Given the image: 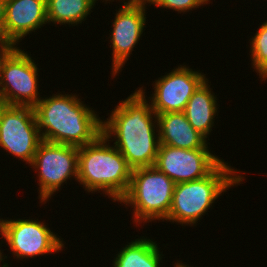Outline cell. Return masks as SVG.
<instances>
[{
  "instance_id": "cell-1",
  "label": "cell",
  "mask_w": 267,
  "mask_h": 267,
  "mask_svg": "<svg viewBox=\"0 0 267 267\" xmlns=\"http://www.w3.org/2000/svg\"><path fill=\"white\" fill-rule=\"evenodd\" d=\"M144 91L141 87L121 100L102 122V133L114 136V146L132 169L154 166L160 145L157 114Z\"/></svg>"
},
{
  "instance_id": "cell-2",
  "label": "cell",
  "mask_w": 267,
  "mask_h": 267,
  "mask_svg": "<svg viewBox=\"0 0 267 267\" xmlns=\"http://www.w3.org/2000/svg\"><path fill=\"white\" fill-rule=\"evenodd\" d=\"M53 95L41 97L33 107L42 140L81 147L102 134L104 119L101 120L77 95Z\"/></svg>"
},
{
  "instance_id": "cell-3",
  "label": "cell",
  "mask_w": 267,
  "mask_h": 267,
  "mask_svg": "<svg viewBox=\"0 0 267 267\" xmlns=\"http://www.w3.org/2000/svg\"><path fill=\"white\" fill-rule=\"evenodd\" d=\"M109 141L102 133L94 142L79 147L77 181L88 193L101 190L119 202L128 191L133 169Z\"/></svg>"
},
{
  "instance_id": "cell-4",
  "label": "cell",
  "mask_w": 267,
  "mask_h": 267,
  "mask_svg": "<svg viewBox=\"0 0 267 267\" xmlns=\"http://www.w3.org/2000/svg\"><path fill=\"white\" fill-rule=\"evenodd\" d=\"M222 161L205 178L175 184L172 204L166 221L196 226L212 204L234 185L241 184L244 176ZM241 175V176H240Z\"/></svg>"
},
{
  "instance_id": "cell-5",
  "label": "cell",
  "mask_w": 267,
  "mask_h": 267,
  "mask_svg": "<svg viewBox=\"0 0 267 267\" xmlns=\"http://www.w3.org/2000/svg\"><path fill=\"white\" fill-rule=\"evenodd\" d=\"M175 183L155 166L132 170L127 193L119 201L133 209V222L165 220L171 208Z\"/></svg>"
},
{
  "instance_id": "cell-6",
  "label": "cell",
  "mask_w": 267,
  "mask_h": 267,
  "mask_svg": "<svg viewBox=\"0 0 267 267\" xmlns=\"http://www.w3.org/2000/svg\"><path fill=\"white\" fill-rule=\"evenodd\" d=\"M38 72L31 56L17 46L0 55V94L6 105L34 107L41 100Z\"/></svg>"
},
{
  "instance_id": "cell-7",
  "label": "cell",
  "mask_w": 267,
  "mask_h": 267,
  "mask_svg": "<svg viewBox=\"0 0 267 267\" xmlns=\"http://www.w3.org/2000/svg\"><path fill=\"white\" fill-rule=\"evenodd\" d=\"M78 151L79 147L72 145L40 142L30 166L38 172L41 203L51 199L66 180L72 177L78 180Z\"/></svg>"
},
{
  "instance_id": "cell-8",
  "label": "cell",
  "mask_w": 267,
  "mask_h": 267,
  "mask_svg": "<svg viewBox=\"0 0 267 267\" xmlns=\"http://www.w3.org/2000/svg\"><path fill=\"white\" fill-rule=\"evenodd\" d=\"M42 141L33 107L6 105L0 113V147L12 156L32 163Z\"/></svg>"
},
{
  "instance_id": "cell-9",
  "label": "cell",
  "mask_w": 267,
  "mask_h": 267,
  "mask_svg": "<svg viewBox=\"0 0 267 267\" xmlns=\"http://www.w3.org/2000/svg\"><path fill=\"white\" fill-rule=\"evenodd\" d=\"M208 148L184 149L160 144L154 166L175 184L208 176L223 160Z\"/></svg>"
},
{
  "instance_id": "cell-10",
  "label": "cell",
  "mask_w": 267,
  "mask_h": 267,
  "mask_svg": "<svg viewBox=\"0 0 267 267\" xmlns=\"http://www.w3.org/2000/svg\"><path fill=\"white\" fill-rule=\"evenodd\" d=\"M2 237L20 260L59 252L65 246L63 240L38 219H5Z\"/></svg>"
},
{
  "instance_id": "cell-11",
  "label": "cell",
  "mask_w": 267,
  "mask_h": 267,
  "mask_svg": "<svg viewBox=\"0 0 267 267\" xmlns=\"http://www.w3.org/2000/svg\"><path fill=\"white\" fill-rule=\"evenodd\" d=\"M205 75L186 65H180L155 80L154 93L149 97L152 110L157 115L183 112L193 93L207 79Z\"/></svg>"
},
{
  "instance_id": "cell-12",
  "label": "cell",
  "mask_w": 267,
  "mask_h": 267,
  "mask_svg": "<svg viewBox=\"0 0 267 267\" xmlns=\"http://www.w3.org/2000/svg\"><path fill=\"white\" fill-rule=\"evenodd\" d=\"M145 3L123 4L116 12L110 35L112 45V76L121 71L140 40L146 22Z\"/></svg>"
},
{
  "instance_id": "cell-13",
  "label": "cell",
  "mask_w": 267,
  "mask_h": 267,
  "mask_svg": "<svg viewBox=\"0 0 267 267\" xmlns=\"http://www.w3.org/2000/svg\"><path fill=\"white\" fill-rule=\"evenodd\" d=\"M5 2L4 33L14 46L29 33L48 23L46 0H5Z\"/></svg>"
},
{
  "instance_id": "cell-14",
  "label": "cell",
  "mask_w": 267,
  "mask_h": 267,
  "mask_svg": "<svg viewBox=\"0 0 267 267\" xmlns=\"http://www.w3.org/2000/svg\"><path fill=\"white\" fill-rule=\"evenodd\" d=\"M160 144L176 148H209L207 138L194 129L184 112L157 115Z\"/></svg>"
},
{
  "instance_id": "cell-15",
  "label": "cell",
  "mask_w": 267,
  "mask_h": 267,
  "mask_svg": "<svg viewBox=\"0 0 267 267\" xmlns=\"http://www.w3.org/2000/svg\"><path fill=\"white\" fill-rule=\"evenodd\" d=\"M206 79L198 89L193 93L189 99L184 114L188 119L189 123L194 127L195 130L200 132L206 138L212 131L214 126V118L218 114V103L217 97L214 92L211 91L210 85ZM213 92V93H212Z\"/></svg>"
},
{
  "instance_id": "cell-16",
  "label": "cell",
  "mask_w": 267,
  "mask_h": 267,
  "mask_svg": "<svg viewBox=\"0 0 267 267\" xmlns=\"http://www.w3.org/2000/svg\"><path fill=\"white\" fill-rule=\"evenodd\" d=\"M153 239L140 238L122 247L112 261L113 267H159L162 255Z\"/></svg>"
},
{
  "instance_id": "cell-17",
  "label": "cell",
  "mask_w": 267,
  "mask_h": 267,
  "mask_svg": "<svg viewBox=\"0 0 267 267\" xmlns=\"http://www.w3.org/2000/svg\"><path fill=\"white\" fill-rule=\"evenodd\" d=\"M94 5V0H46L48 23L75 26L86 20Z\"/></svg>"
},
{
  "instance_id": "cell-18",
  "label": "cell",
  "mask_w": 267,
  "mask_h": 267,
  "mask_svg": "<svg viewBox=\"0 0 267 267\" xmlns=\"http://www.w3.org/2000/svg\"><path fill=\"white\" fill-rule=\"evenodd\" d=\"M250 53L252 68L259 73V78L265 81L267 79V21L264 22L254 37H251Z\"/></svg>"
},
{
  "instance_id": "cell-19",
  "label": "cell",
  "mask_w": 267,
  "mask_h": 267,
  "mask_svg": "<svg viewBox=\"0 0 267 267\" xmlns=\"http://www.w3.org/2000/svg\"><path fill=\"white\" fill-rule=\"evenodd\" d=\"M156 5V7H163L168 9H173L178 13L189 12L192 9L199 8L204 4H208L206 0H152L149 5Z\"/></svg>"
},
{
  "instance_id": "cell-20",
  "label": "cell",
  "mask_w": 267,
  "mask_h": 267,
  "mask_svg": "<svg viewBox=\"0 0 267 267\" xmlns=\"http://www.w3.org/2000/svg\"><path fill=\"white\" fill-rule=\"evenodd\" d=\"M14 45L6 37L4 27H0V55L10 51Z\"/></svg>"
},
{
  "instance_id": "cell-21",
  "label": "cell",
  "mask_w": 267,
  "mask_h": 267,
  "mask_svg": "<svg viewBox=\"0 0 267 267\" xmlns=\"http://www.w3.org/2000/svg\"><path fill=\"white\" fill-rule=\"evenodd\" d=\"M5 10H6V2L5 0H0V27H4Z\"/></svg>"
},
{
  "instance_id": "cell-22",
  "label": "cell",
  "mask_w": 267,
  "mask_h": 267,
  "mask_svg": "<svg viewBox=\"0 0 267 267\" xmlns=\"http://www.w3.org/2000/svg\"><path fill=\"white\" fill-rule=\"evenodd\" d=\"M152 0H128V4L131 3H145L147 5V3L149 4Z\"/></svg>"
},
{
  "instance_id": "cell-23",
  "label": "cell",
  "mask_w": 267,
  "mask_h": 267,
  "mask_svg": "<svg viewBox=\"0 0 267 267\" xmlns=\"http://www.w3.org/2000/svg\"><path fill=\"white\" fill-rule=\"evenodd\" d=\"M6 106V103L4 101V98L2 97V95H0V113L2 111V109Z\"/></svg>"
},
{
  "instance_id": "cell-24",
  "label": "cell",
  "mask_w": 267,
  "mask_h": 267,
  "mask_svg": "<svg viewBox=\"0 0 267 267\" xmlns=\"http://www.w3.org/2000/svg\"><path fill=\"white\" fill-rule=\"evenodd\" d=\"M4 219H0V234L3 236V229H4Z\"/></svg>"
},
{
  "instance_id": "cell-25",
  "label": "cell",
  "mask_w": 267,
  "mask_h": 267,
  "mask_svg": "<svg viewBox=\"0 0 267 267\" xmlns=\"http://www.w3.org/2000/svg\"><path fill=\"white\" fill-rule=\"evenodd\" d=\"M174 267H190V266L185 265V264L182 263V262H181V263L177 262V263H175Z\"/></svg>"
},
{
  "instance_id": "cell-26",
  "label": "cell",
  "mask_w": 267,
  "mask_h": 267,
  "mask_svg": "<svg viewBox=\"0 0 267 267\" xmlns=\"http://www.w3.org/2000/svg\"><path fill=\"white\" fill-rule=\"evenodd\" d=\"M1 245V244H0ZM3 252H1L0 250V262H4L5 258L7 259V256L4 257V255H2ZM4 257V259H3ZM3 260V261H2Z\"/></svg>"
},
{
  "instance_id": "cell-27",
  "label": "cell",
  "mask_w": 267,
  "mask_h": 267,
  "mask_svg": "<svg viewBox=\"0 0 267 267\" xmlns=\"http://www.w3.org/2000/svg\"><path fill=\"white\" fill-rule=\"evenodd\" d=\"M96 1H98V0H94V2H95V3H96ZM101 1H102V0H101ZM105 1L107 2V1H111V0H105ZM112 1H114V0H112ZM123 1H124V2H123V3H124V5H125V4H128V2H126L127 0H126V1H125V0H123ZM102 2H104V0H103Z\"/></svg>"
}]
</instances>
